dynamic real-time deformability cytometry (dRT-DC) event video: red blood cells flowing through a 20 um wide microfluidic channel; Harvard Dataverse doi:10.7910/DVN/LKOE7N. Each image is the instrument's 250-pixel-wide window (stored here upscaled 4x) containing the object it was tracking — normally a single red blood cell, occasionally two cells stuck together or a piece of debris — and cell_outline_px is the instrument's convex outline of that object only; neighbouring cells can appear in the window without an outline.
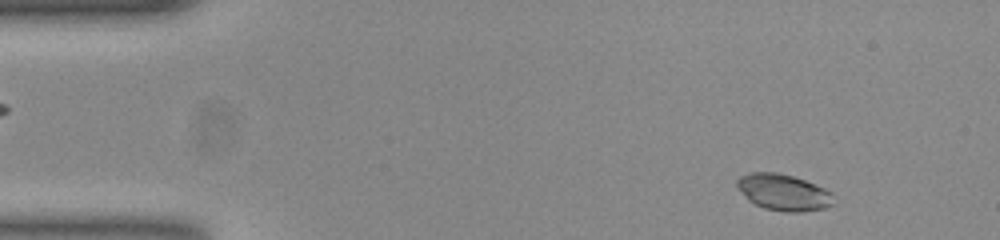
{"species": "common noctule bat (a hibernating species)", "species_latin": "Nyctalus noctula", "temperature_condition": "room temperature", "stored_images_in_passage": 12, "camera_frame_rate_fps": 3000, "um_per_image_px": 0.085, "animal": {"sex": "female", "body_mass_g": 23.0, "forearm_length_mm": 53.4}, "frame": {"image": 1, "passage_image": 5, "time_ms": 1.333, "image_size_px": [1000, 240], "cell_outline_px": [[836, 204], [824, 208], [800, 212], [784, 212], [764, 208], [748, 200], [736, 188], [736, 180], [740, 176], [752, 172], [776, 172], [792, 176], [804, 180], [824, 188], [832, 192]], "centroid_in_image_um": [66.6, 16.35], "position_along_channel_um": 18.4, "area_um2": 20.63}}